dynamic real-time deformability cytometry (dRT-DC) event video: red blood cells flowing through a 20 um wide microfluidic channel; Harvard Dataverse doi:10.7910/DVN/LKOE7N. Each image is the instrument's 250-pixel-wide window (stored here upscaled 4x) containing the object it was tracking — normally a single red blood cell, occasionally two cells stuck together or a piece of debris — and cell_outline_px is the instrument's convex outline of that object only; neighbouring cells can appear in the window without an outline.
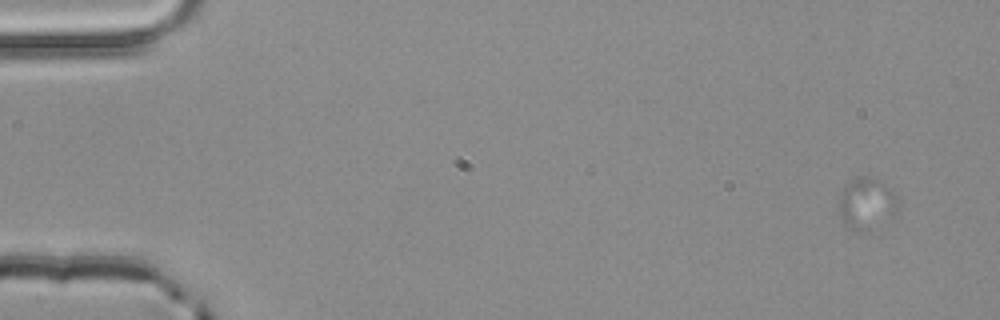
{"species": "common noctule bat (a hibernating species)", "species_latin": "Nyctalus noctula", "temperature_condition": "room temperature", "stored_images_in_passage": 4, "segment_of_instrument_passage": [1, 2], "camera_frame_rate_fps": 3000, "um_per_image_px": 0.085, "animal": {"sex": "male", "body_mass_g": 20.4}, "frame": {"image": 1, "passage_image": 1, "time_ms": 0.0, "image_size_px": [1000, 320], "cell_outline_px": [[900, 212], [892, 216], [860, 228], [848, 228], [844, 224], [840, 216], [840, 200], [844, 184], [856, 176], [868, 176], [892, 188], [900, 200]], "centroid_in_image_um": [73.7, 17.19], "position_along_channel_um": 11.3, "area_um2": 17.17}}